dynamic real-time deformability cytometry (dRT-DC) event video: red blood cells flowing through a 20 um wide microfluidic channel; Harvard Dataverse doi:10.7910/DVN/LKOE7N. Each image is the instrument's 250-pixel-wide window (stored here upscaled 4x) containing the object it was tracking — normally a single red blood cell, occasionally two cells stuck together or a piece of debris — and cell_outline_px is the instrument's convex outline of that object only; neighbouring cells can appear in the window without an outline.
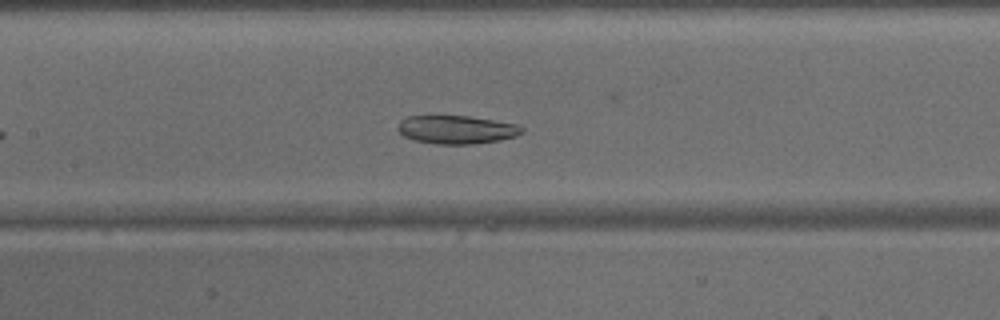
{"species": "common noctule bat (a hibernating species)", "species_latin": "Nyctalus noctula", "temperature_condition": "warm", "stored_images_in_passage": 28, "camera_frame_rate_fps": 3000, "um_per_image_px": 0.085, "animal": {"sex": "male", "body_mass_g": 15.6}, "frame": {"image": 1, "passage_image": 13, "time_ms": 4.0, "image_size_px": [1000, 320], "cell_outline_px": [[524, 132], [516, 136], [500, 140], [472, 144], [436, 144], [416, 140], [404, 136], [396, 128], [400, 120], [408, 116], [468, 116], [520, 124], [524, 128]], "centroid_in_image_um": [38.84, 11.01], "position_along_channel_um": 168.6, "area_um2": 20.58}}
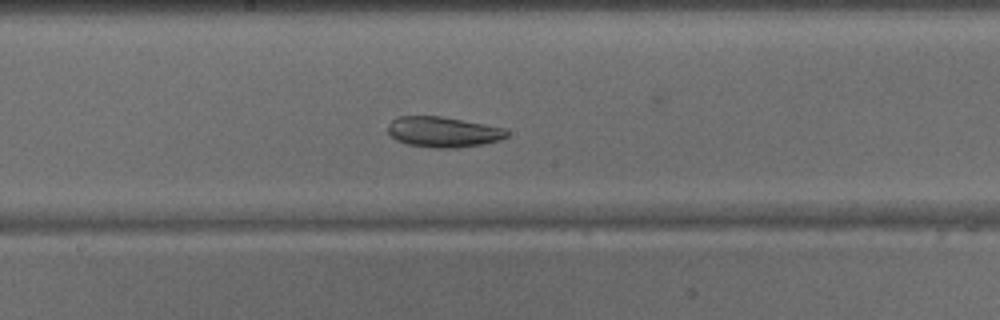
{"frame": {"image": 2, "passage_image": 16, "time_ms": 5.0, "image_size_px": [1000, 320], "cell_outline_px": [[508, 136], [500, 140], [480, 144], [456, 148], [432, 148], [408, 144], [396, 140], [388, 132], [388, 124], [392, 120], [400, 116], [440, 116], [484, 124], [504, 128], [508, 132]], "centroid_in_image_um": [37.65, 11.22], "position_along_channel_um": 210.5, "area_um2": 20.98}}
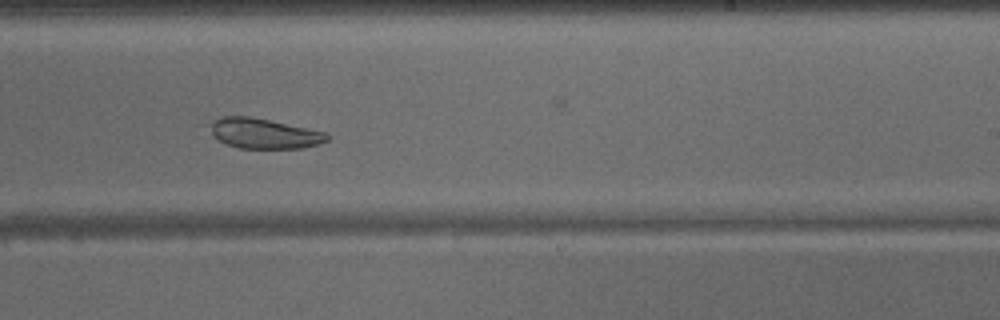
{"frame": {"image": 3, "passage_image": 20, "time_ms": 6.333, "image_size_px": [1000, 320], "cell_outline_px": [[328, 140], [320, 144], [304, 148], [240, 148], [228, 144], [212, 136], [208, 124], [224, 116], [248, 116], [328, 132]], "centroid_in_image_um": [22.46, 11.35], "position_along_channel_um": 266.5, "area_um2": 20.46}}